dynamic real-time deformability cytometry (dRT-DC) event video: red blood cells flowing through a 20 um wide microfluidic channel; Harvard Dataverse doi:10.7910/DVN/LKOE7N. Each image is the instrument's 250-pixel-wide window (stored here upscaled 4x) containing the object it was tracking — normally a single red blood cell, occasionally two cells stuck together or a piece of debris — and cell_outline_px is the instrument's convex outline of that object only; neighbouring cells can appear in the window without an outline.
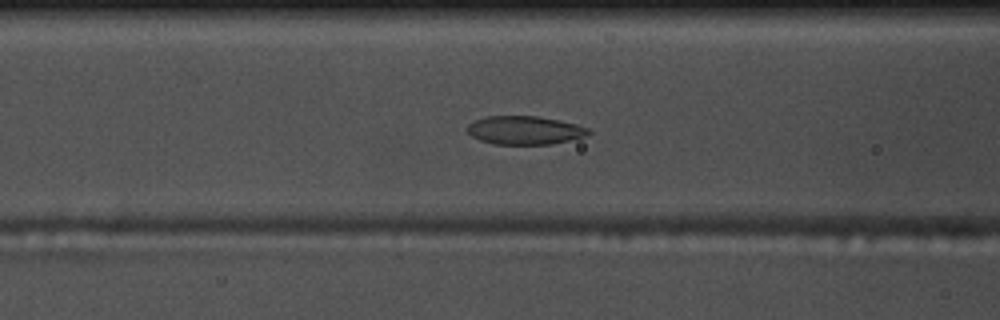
{"species": "common noctule bat (a hibernating species)", "species_latin": "Nyctalus noctula", "temperature_condition": "warm", "stored_images_in_passage": 42, "camera_frame_rate_fps": 3000, "um_per_image_px": 0.085, "animal": {"sex": "male", "body_mass_g": 17.5, "forearm_length_mm": 52.3}, "frame": {"image": 1, "passage_image": 19, "time_ms": 6.0, "image_size_px": [1000, 320], "cell_outline_px": [[592, 132], [588, 136], [552, 144], [492, 144], [480, 140], [472, 136], [468, 132], [468, 124], [476, 120], [488, 116], [536, 116], [576, 124], [588, 128]], "centroid_in_image_um": [44.63, 11.08], "position_along_channel_um": 122.0, "area_um2": 20.0}}
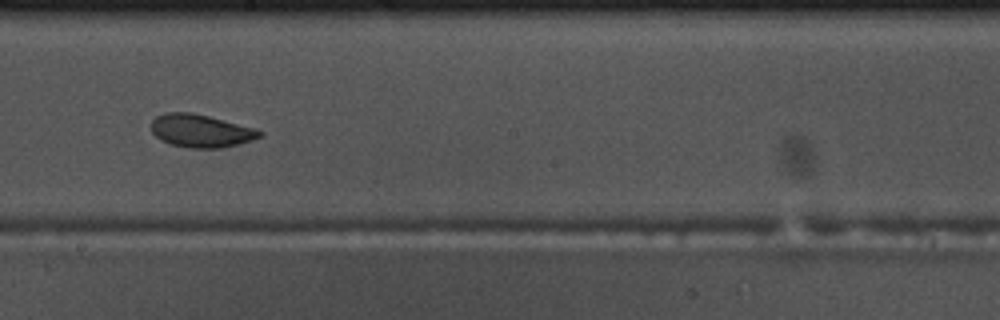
{"frame": {"image": 2, "passage_image": 28, "time_ms": 9.0, "image_size_px": [1000, 320], "cell_outline_px": [[264, 132], [260, 136], [252, 140], [220, 148], [188, 148], [172, 144], [160, 140], [152, 132], [152, 120], [156, 116], [164, 112], [192, 112], [256, 128]], "centroid_in_image_um": [17.05, 11.11], "position_along_channel_um": 231.1, "area_um2": 20.75}}
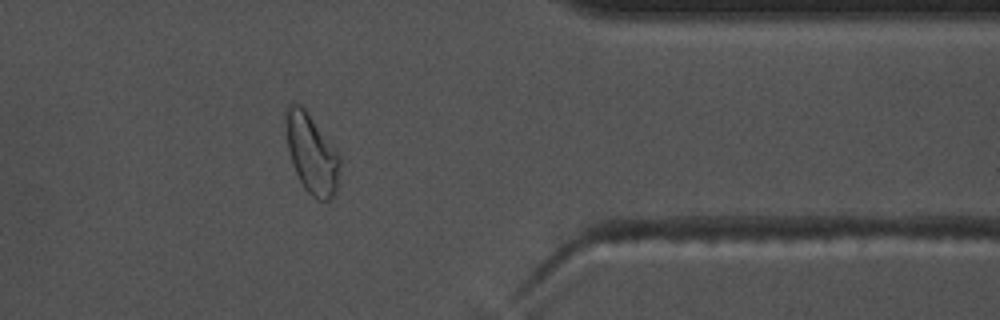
{"frame": {"image": 3, "passage_image": 42, "time_ms": 13.667, "image_size_px": [1000, 320], "cell_outline_px": [[340, 164], [336, 192], [332, 200], [320, 200], [312, 196], [304, 188], [296, 172], [288, 148], [284, 116], [284, 112], [288, 104], [300, 104], [304, 108], [340, 156]], "centroid_in_image_um": [26.48, 13.07], "position_along_channel_um": 384.9, "area_um2": 24.62}, "authors_computed_cell_mechanics": {"area_um2": 21.2126, "velocity_mm_per_s": 3.6569, "shape_relaxation_time_tau1_ms": 5.2875, "shape_relaxation_time_tau2_ms": 3.0346, "deformation_change_tau1": 0.1382, "deformation_change_tau2": 0.0652}}